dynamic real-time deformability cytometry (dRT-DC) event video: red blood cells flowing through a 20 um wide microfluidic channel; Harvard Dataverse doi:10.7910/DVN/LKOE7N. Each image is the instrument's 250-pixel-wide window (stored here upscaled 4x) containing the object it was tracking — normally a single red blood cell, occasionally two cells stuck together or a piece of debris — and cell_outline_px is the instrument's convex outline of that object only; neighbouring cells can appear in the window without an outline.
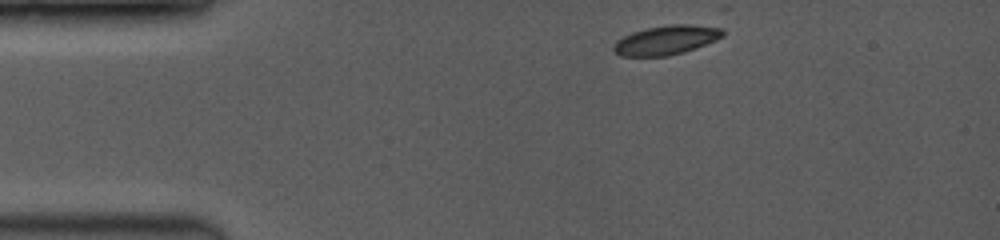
{"species": "common noctule bat (a hibernating species)", "species_latin": "Nyctalus noctula", "temperature_condition": "room temperature", "stored_images_in_passage": 3, "camera_frame_rate_fps": 3500, "um_per_image_px": 0.085, "animal": {"sex": "female", "body_mass_g": 19.0, "forearm_length_mm": 53.3}, "frame": {"image": 1, "passage_image": 1, "time_ms": 0.0, "image_size_px": [1000, 240], "cell_outline_px": [[724, 36], [716, 40], [696, 48], [684, 52], [668, 56], [620, 56], [612, 48], [616, 40], [632, 32], [648, 28], [676, 24], [684, 24], [724, 28]], "centroid_in_image_um": [56.64, 3.41], "position_along_channel_um": 28.4, "area_um2": 18.5}}